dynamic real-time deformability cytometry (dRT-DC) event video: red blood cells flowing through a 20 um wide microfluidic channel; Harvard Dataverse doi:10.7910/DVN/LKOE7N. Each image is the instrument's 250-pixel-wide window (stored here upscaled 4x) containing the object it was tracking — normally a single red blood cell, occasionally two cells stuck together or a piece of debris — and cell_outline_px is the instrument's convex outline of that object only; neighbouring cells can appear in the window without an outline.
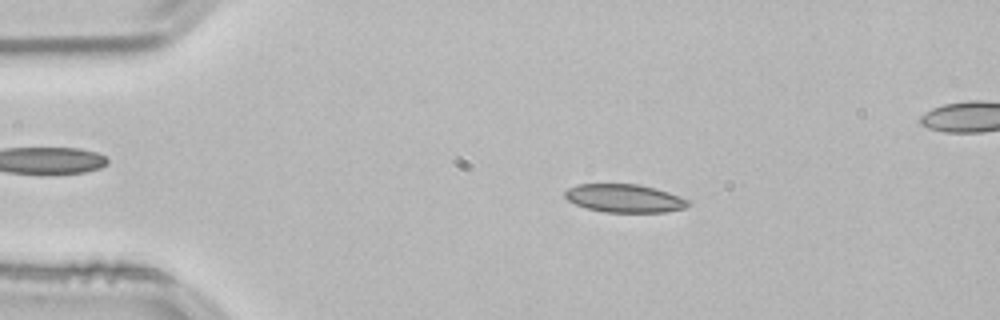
{"species": "common noctule bat (a hibernating species)", "species_latin": "Nyctalus noctula", "temperature_condition": "room temperature", "stored_images_in_passage": 53, "segment_of_instrument_passage": [1, 2], "camera_frame_rate_fps": 3000, "um_per_image_px": 0.085, "animal": {"sex": "male", "body_mass_g": 21.5, "forearm_length_mm": 52.0}, "frame": {"image": 1, "passage_image": 9, "time_ms": 2.667, "image_size_px": [1000, 320], "cell_outline_px": [[688, 204], [684, 208], [664, 212], [604, 212], [584, 208], [568, 200], [564, 196], [564, 192], [568, 188], [576, 184], [636, 184], [656, 188], [668, 192], [688, 200]], "centroid_in_image_um": [53.02, 16.85], "position_along_channel_um": 32.0, "area_um2": 20.17}}
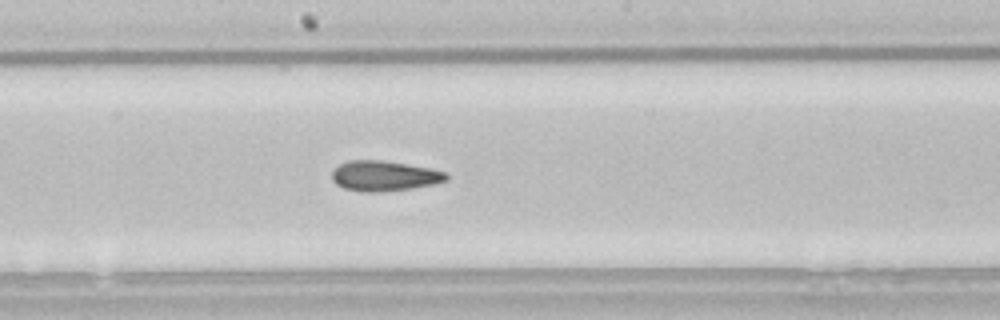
{"frame": {"image": 2, "passage_image": 27, "time_ms": 8.667, "image_size_px": [1000, 320], "cell_outline_px": [[448, 180], [436, 184], [412, 188], [380, 192], [360, 192], [344, 188], [336, 184], [332, 180], [332, 172], [340, 164], [348, 160], [380, 160], [428, 168], [444, 172], [448, 176]], "centroid_in_image_um": [32.64, 14.96], "position_along_channel_um": 215.6, "area_um2": 20.06}}
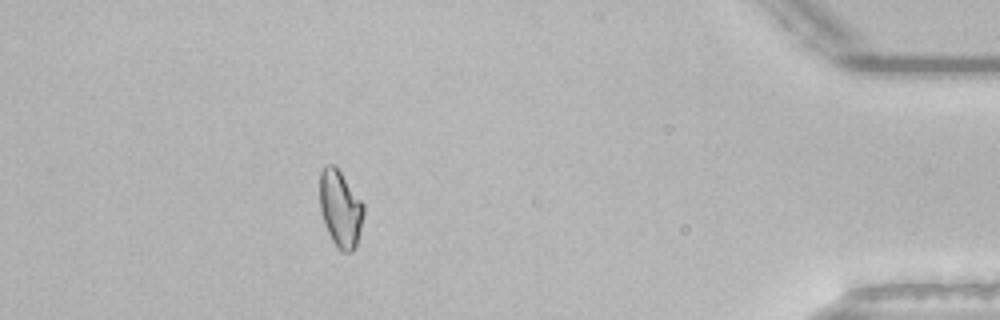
{"frame": {"image": 3, "passage_image": 46, "time_ms": 15.0, "image_size_px": [1000, 320], "cell_outline_px": [[364, 212], [356, 248], [352, 252], [340, 252], [332, 240], [324, 224], [320, 208], [320, 172], [328, 164], [332, 164], [340, 172], [364, 204]], "centroid_in_image_um": [28.93, 17.79], "position_along_channel_um": 406.3, "area_um2": 19.48}}